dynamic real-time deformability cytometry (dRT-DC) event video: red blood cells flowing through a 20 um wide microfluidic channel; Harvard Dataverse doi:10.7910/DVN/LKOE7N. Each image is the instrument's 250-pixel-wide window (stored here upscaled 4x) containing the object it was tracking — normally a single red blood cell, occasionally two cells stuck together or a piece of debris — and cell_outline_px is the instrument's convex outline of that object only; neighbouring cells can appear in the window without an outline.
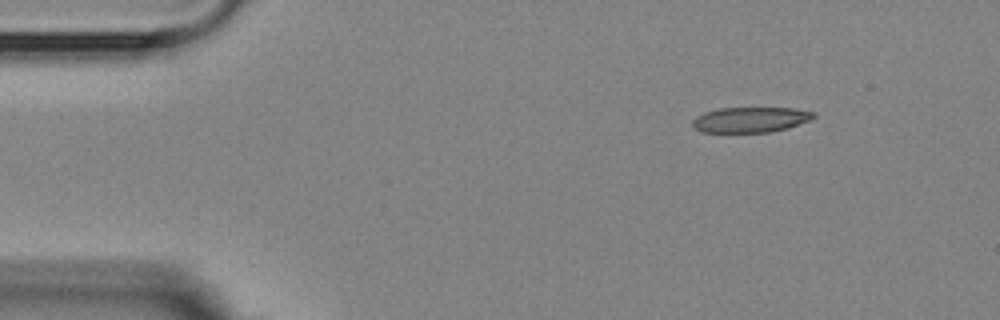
{"species": "Egyptian fruit bat (a non-hibernating species)", "species_latin": "Rousettus aegyptiacus", "temperature_condition": "room temperature", "stored_images_in_passage": 3, "segment_of_instrument_passage": [2, 2], "camera_frame_rate_fps": 3000, "um_per_image_px": 0.085, "animal": {"sex": "female"}, "frame": {"image": 1, "passage_image": 3, "time_ms": 2.333, "image_size_px": [1000, 320], "cell_outline_px": [[816, 116], [808, 120], [788, 128], [768, 132], [700, 132], [692, 124], [692, 120], [696, 116], [704, 112], [720, 108], [792, 108], [812, 112]], "centroid_in_image_um": [63.74, 10.17], "position_along_channel_um": 21.3, "area_um2": 17.69}}